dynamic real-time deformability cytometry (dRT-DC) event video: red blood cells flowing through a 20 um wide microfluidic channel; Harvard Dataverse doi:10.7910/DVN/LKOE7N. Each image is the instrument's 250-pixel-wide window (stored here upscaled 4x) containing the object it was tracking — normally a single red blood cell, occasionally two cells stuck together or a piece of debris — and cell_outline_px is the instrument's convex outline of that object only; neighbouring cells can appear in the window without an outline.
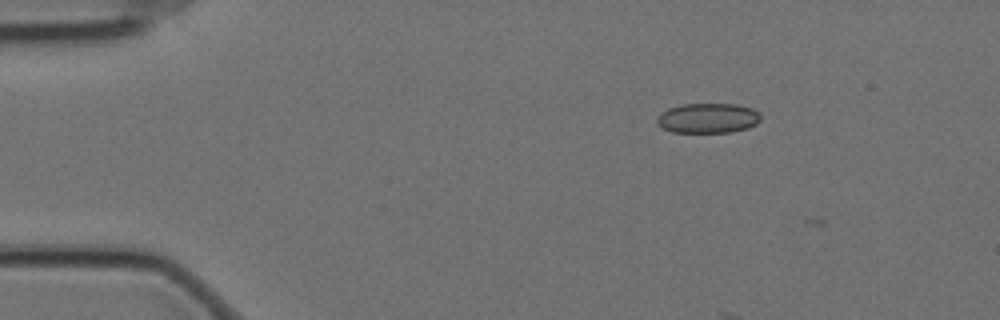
{"species": "Egyptian fruit bat (a non-hibernating species)", "species_latin": "Rousettus aegyptiacus", "temperature_condition": "cold", "stored_images_in_passage": 14, "camera_frame_rate_fps": 3000, "um_per_image_px": 0.085, "animal": {"sex": "female"}, "frame": {"image": 1, "passage_image": 1, "time_ms": 0.0, "image_size_px": [1000, 320], "cell_outline_px": [[760, 120], [756, 124], [748, 128], [732, 132], [672, 132], [656, 124], [656, 120], [660, 112], [668, 108], [680, 104], [736, 104], [752, 108], [760, 116]], "centroid_in_image_um": [60.14, 10.04], "position_along_channel_um": 24.9, "area_um2": 18.15}}